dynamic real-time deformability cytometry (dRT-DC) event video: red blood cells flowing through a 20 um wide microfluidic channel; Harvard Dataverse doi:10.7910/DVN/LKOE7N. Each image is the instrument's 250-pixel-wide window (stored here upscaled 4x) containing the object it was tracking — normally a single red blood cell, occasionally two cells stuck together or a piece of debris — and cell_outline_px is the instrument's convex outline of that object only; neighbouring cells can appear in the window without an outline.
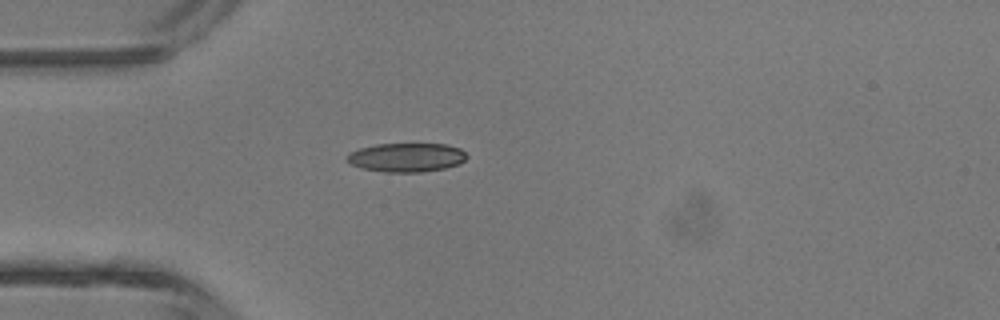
{"species": "common noctule bat (a hibernating species)", "species_latin": "Nyctalus noctula", "temperature_condition": "room temperature", "stored_images_in_passage": 2, "camera_frame_rate_fps": 3000, "um_per_image_px": 0.085, "animal": {"sex": "male", "body_mass_g": 13.3}, "frame": {"image": 1, "passage_image": 2, "time_ms": 2.0, "image_size_px": [1000, 320], "cell_outline_px": [[468, 156], [460, 164], [444, 168], [420, 172], [384, 172], [360, 168], [352, 164], [348, 160], [348, 152], [360, 148], [376, 144], [448, 144], [460, 148]], "centroid_in_image_um": [34.56, 13.38], "position_along_channel_um": 50.4, "area_um2": 20.17}}